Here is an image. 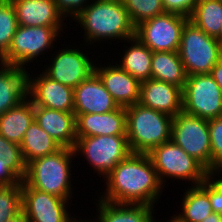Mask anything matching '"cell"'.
Here are the masks:
<instances>
[{
	"label": "cell",
	"mask_w": 222,
	"mask_h": 222,
	"mask_svg": "<svg viewBox=\"0 0 222 222\" xmlns=\"http://www.w3.org/2000/svg\"><path fill=\"white\" fill-rule=\"evenodd\" d=\"M105 178L97 197L112 203L155 207L164 188L148 154L130 153Z\"/></svg>",
	"instance_id": "6da1fadb"
},
{
	"label": "cell",
	"mask_w": 222,
	"mask_h": 222,
	"mask_svg": "<svg viewBox=\"0 0 222 222\" xmlns=\"http://www.w3.org/2000/svg\"><path fill=\"white\" fill-rule=\"evenodd\" d=\"M181 199V212L175 214L183 222H202L213 211L209 199V174L204 182L197 186H187Z\"/></svg>",
	"instance_id": "603a6c76"
},
{
	"label": "cell",
	"mask_w": 222,
	"mask_h": 222,
	"mask_svg": "<svg viewBox=\"0 0 222 222\" xmlns=\"http://www.w3.org/2000/svg\"><path fill=\"white\" fill-rule=\"evenodd\" d=\"M0 157H3L10 168L23 179L26 176L27 164L24 161L20 144L7 140L0 135Z\"/></svg>",
	"instance_id": "1f68e13d"
},
{
	"label": "cell",
	"mask_w": 222,
	"mask_h": 222,
	"mask_svg": "<svg viewBox=\"0 0 222 222\" xmlns=\"http://www.w3.org/2000/svg\"><path fill=\"white\" fill-rule=\"evenodd\" d=\"M74 151L76 157H85L102 180L131 153L126 135L77 137Z\"/></svg>",
	"instance_id": "ba28073f"
},
{
	"label": "cell",
	"mask_w": 222,
	"mask_h": 222,
	"mask_svg": "<svg viewBox=\"0 0 222 222\" xmlns=\"http://www.w3.org/2000/svg\"><path fill=\"white\" fill-rule=\"evenodd\" d=\"M138 103L174 117L182 111V89L161 80H145L140 82Z\"/></svg>",
	"instance_id": "e0dca14e"
},
{
	"label": "cell",
	"mask_w": 222,
	"mask_h": 222,
	"mask_svg": "<svg viewBox=\"0 0 222 222\" xmlns=\"http://www.w3.org/2000/svg\"><path fill=\"white\" fill-rule=\"evenodd\" d=\"M122 57L116 63L139 82L151 79L153 52L136 36L125 41Z\"/></svg>",
	"instance_id": "cb8c5ba5"
},
{
	"label": "cell",
	"mask_w": 222,
	"mask_h": 222,
	"mask_svg": "<svg viewBox=\"0 0 222 222\" xmlns=\"http://www.w3.org/2000/svg\"><path fill=\"white\" fill-rule=\"evenodd\" d=\"M94 219L90 222H154L156 209L141 204H118L96 198ZM154 208V209H153ZM155 210V211H154Z\"/></svg>",
	"instance_id": "7402d4cb"
},
{
	"label": "cell",
	"mask_w": 222,
	"mask_h": 222,
	"mask_svg": "<svg viewBox=\"0 0 222 222\" xmlns=\"http://www.w3.org/2000/svg\"><path fill=\"white\" fill-rule=\"evenodd\" d=\"M188 20L183 15L165 12L141 22L135 27V36L152 52H176Z\"/></svg>",
	"instance_id": "7c38bea8"
},
{
	"label": "cell",
	"mask_w": 222,
	"mask_h": 222,
	"mask_svg": "<svg viewBox=\"0 0 222 222\" xmlns=\"http://www.w3.org/2000/svg\"><path fill=\"white\" fill-rule=\"evenodd\" d=\"M71 46L68 47L67 45L63 47L64 49L62 47L59 50L55 49L57 51L53 53L54 55L52 54L50 58H47L49 59V64H46L48 66L44 64L43 73L52 80L74 89L95 72L96 61L92 58L94 55H91V58L89 56L93 53L90 51L86 53L88 48L84 50L87 45L84 44L82 50L75 45L74 47Z\"/></svg>",
	"instance_id": "30bf717a"
},
{
	"label": "cell",
	"mask_w": 222,
	"mask_h": 222,
	"mask_svg": "<svg viewBox=\"0 0 222 222\" xmlns=\"http://www.w3.org/2000/svg\"><path fill=\"white\" fill-rule=\"evenodd\" d=\"M113 62L96 64L95 73L119 107L126 108L138 103L140 82Z\"/></svg>",
	"instance_id": "9a60e30c"
},
{
	"label": "cell",
	"mask_w": 222,
	"mask_h": 222,
	"mask_svg": "<svg viewBox=\"0 0 222 222\" xmlns=\"http://www.w3.org/2000/svg\"><path fill=\"white\" fill-rule=\"evenodd\" d=\"M39 73L34 76L29 73L28 97L34 106L74 112V89L52 80L40 70Z\"/></svg>",
	"instance_id": "5bb4252c"
},
{
	"label": "cell",
	"mask_w": 222,
	"mask_h": 222,
	"mask_svg": "<svg viewBox=\"0 0 222 222\" xmlns=\"http://www.w3.org/2000/svg\"><path fill=\"white\" fill-rule=\"evenodd\" d=\"M171 140L212 173L208 120L179 112L172 119Z\"/></svg>",
	"instance_id": "9c48e42d"
},
{
	"label": "cell",
	"mask_w": 222,
	"mask_h": 222,
	"mask_svg": "<svg viewBox=\"0 0 222 222\" xmlns=\"http://www.w3.org/2000/svg\"><path fill=\"white\" fill-rule=\"evenodd\" d=\"M22 181L0 186V222H6L22 212Z\"/></svg>",
	"instance_id": "4dcf8cb0"
},
{
	"label": "cell",
	"mask_w": 222,
	"mask_h": 222,
	"mask_svg": "<svg viewBox=\"0 0 222 222\" xmlns=\"http://www.w3.org/2000/svg\"><path fill=\"white\" fill-rule=\"evenodd\" d=\"M217 39L222 44V21H221L220 35Z\"/></svg>",
	"instance_id": "b9f144b4"
},
{
	"label": "cell",
	"mask_w": 222,
	"mask_h": 222,
	"mask_svg": "<svg viewBox=\"0 0 222 222\" xmlns=\"http://www.w3.org/2000/svg\"><path fill=\"white\" fill-rule=\"evenodd\" d=\"M73 21L77 23L76 26L80 25L81 32L84 30L83 43L87 47L93 45L91 49L96 48L94 43L99 41L106 43L110 40V43L117 40L125 44L127 39L135 37V26L122 0H91Z\"/></svg>",
	"instance_id": "7a4b0ae2"
},
{
	"label": "cell",
	"mask_w": 222,
	"mask_h": 222,
	"mask_svg": "<svg viewBox=\"0 0 222 222\" xmlns=\"http://www.w3.org/2000/svg\"><path fill=\"white\" fill-rule=\"evenodd\" d=\"M21 26H66L54 0H10Z\"/></svg>",
	"instance_id": "ffe728a7"
},
{
	"label": "cell",
	"mask_w": 222,
	"mask_h": 222,
	"mask_svg": "<svg viewBox=\"0 0 222 222\" xmlns=\"http://www.w3.org/2000/svg\"><path fill=\"white\" fill-rule=\"evenodd\" d=\"M187 77L188 75L178 51L153 52L151 79L164 81L183 90Z\"/></svg>",
	"instance_id": "484cf974"
},
{
	"label": "cell",
	"mask_w": 222,
	"mask_h": 222,
	"mask_svg": "<svg viewBox=\"0 0 222 222\" xmlns=\"http://www.w3.org/2000/svg\"><path fill=\"white\" fill-rule=\"evenodd\" d=\"M171 218H169L166 222H183L181 221L175 214H173V216H170ZM160 222L159 220H156L154 218V222Z\"/></svg>",
	"instance_id": "60d3db41"
},
{
	"label": "cell",
	"mask_w": 222,
	"mask_h": 222,
	"mask_svg": "<svg viewBox=\"0 0 222 222\" xmlns=\"http://www.w3.org/2000/svg\"><path fill=\"white\" fill-rule=\"evenodd\" d=\"M22 155L26 164L30 161L51 155L62 148V146L47 134L34 120L25 131L20 143Z\"/></svg>",
	"instance_id": "4316f807"
},
{
	"label": "cell",
	"mask_w": 222,
	"mask_h": 222,
	"mask_svg": "<svg viewBox=\"0 0 222 222\" xmlns=\"http://www.w3.org/2000/svg\"><path fill=\"white\" fill-rule=\"evenodd\" d=\"M202 222H222V214H218V213L212 212Z\"/></svg>",
	"instance_id": "f35d334b"
},
{
	"label": "cell",
	"mask_w": 222,
	"mask_h": 222,
	"mask_svg": "<svg viewBox=\"0 0 222 222\" xmlns=\"http://www.w3.org/2000/svg\"><path fill=\"white\" fill-rule=\"evenodd\" d=\"M122 2L135 27L145 20L165 13L162 0H122Z\"/></svg>",
	"instance_id": "f546056e"
},
{
	"label": "cell",
	"mask_w": 222,
	"mask_h": 222,
	"mask_svg": "<svg viewBox=\"0 0 222 222\" xmlns=\"http://www.w3.org/2000/svg\"><path fill=\"white\" fill-rule=\"evenodd\" d=\"M34 120L62 147L74 149L77 141L74 112L34 106Z\"/></svg>",
	"instance_id": "ac0fdd59"
},
{
	"label": "cell",
	"mask_w": 222,
	"mask_h": 222,
	"mask_svg": "<svg viewBox=\"0 0 222 222\" xmlns=\"http://www.w3.org/2000/svg\"><path fill=\"white\" fill-rule=\"evenodd\" d=\"M34 121V104L27 97L17 106L7 110L0 116V135L7 140L20 144L25 131Z\"/></svg>",
	"instance_id": "d4e9b609"
},
{
	"label": "cell",
	"mask_w": 222,
	"mask_h": 222,
	"mask_svg": "<svg viewBox=\"0 0 222 222\" xmlns=\"http://www.w3.org/2000/svg\"><path fill=\"white\" fill-rule=\"evenodd\" d=\"M75 157L74 149L62 147L51 155L36 158L27 164L23 180L36 190L70 201L74 191L71 171Z\"/></svg>",
	"instance_id": "3957f363"
},
{
	"label": "cell",
	"mask_w": 222,
	"mask_h": 222,
	"mask_svg": "<svg viewBox=\"0 0 222 222\" xmlns=\"http://www.w3.org/2000/svg\"><path fill=\"white\" fill-rule=\"evenodd\" d=\"M76 137L100 135H126V111L124 107L98 114H75Z\"/></svg>",
	"instance_id": "d6986e66"
},
{
	"label": "cell",
	"mask_w": 222,
	"mask_h": 222,
	"mask_svg": "<svg viewBox=\"0 0 222 222\" xmlns=\"http://www.w3.org/2000/svg\"><path fill=\"white\" fill-rule=\"evenodd\" d=\"M57 11L63 16L65 21L73 20L77 17L89 4L90 0H54ZM68 19H67V18Z\"/></svg>",
	"instance_id": "e575fe53"
},
{
	"label": "cell",
	"mask_w": 222,
	"mask_h": 222,
	"mask_svg": "<svg viewBox=\"0 0 222 222\" xmlns=\"http://www.w3.org/2000/svg\"><path fill=\"white\" fill-rule=\"evenodd\" d=\"M182 111L206 120L222 117V94L210 73L187 77Z\"/></svg>",
	"instance_id": "8fae6325"
},
{
	"label": "cell",
	"mask_w": 222,
	"mask_h": 222,
	"mask_svg": "<svg viewBox=\"0 0 222 222\" xmlns=\"http://www.w3.org/2000/svg\"><path fill=\"white\" fill-rule=\"evenodd\" d=\"M189 21L210 37L217 39L220 35L222 21V2L219 0H198Z\"/></svg>",
	"instance_id": "83f0119b"
},
{
	"label": "cell",
	"mask_w": 222,
	"mask_h": 222,
	"mask_svg": "<svg viewBox=\"0 0 222 222\" xmlns=\"http://www.w3.org/2000/svg\"><path fill=\"white\" fill-rule=\"evenodd\" d=\"M22 179L10 168L8 162L0 157V186L17 184Z\"/></svg>",
	"instance_id": "8d00e7d4"
},
{
	"label": "cell",
	"mask_w": 222,
	"mask_h": 222,
	"mask_svg": "<svg viewBox=\"0 0 222 222\" xmlns=\"http://www.w3.org/2000/svg\"><path fill=\"white\" fill-rule=\"evenodd\" d=\"M21 193L22 212L28 222H77L79 219L74 213L69 214L71 201L36 190L23 179Z\"/></svg>",
	"instance_id": "4fadbf2b"
},
{
	"label": "cell",
	"mask_w": 222,
	"mask_h": 222,
	"mask_svg": "<svg viewBox=\"0 0 222 222\" xmlns=\"http://www.w3.org/2000/svg\"><path fill=\"white\" fill-rule=\"evenodd\" d=\"M29 68L0 62V116L28 97Z\"/></svg>",
	"instance_id": "44dd1931"
},
{
	"label": "cell",
	"mask_w": 222,
	"mask_h": 222,
	"mask_svg": "<svg viewBox=\"0 0 222 222\" xmlns=\"http://www.w3.org/2000/svg\"><path fill=\"white\" fill-rule=\"evenodd\" d=\"M63 27L67 29V26L18 25L8 52L0 59V62L23 68L30 66L35 60H39L41 55H46V51L49 52L48 49L55 48L57 39L61 40V36L62 38L64 36L62 35Z\"/></svg>",
	"instance_id": "5b68a950"
},
{
	"label": "cell",
	"mask_w": 222,
	"mask_h": 222,
	"mask_svg": "<svg viewBox=\"0 0 222 222\" xmlns=\"http://www.w3.org/2000/svg\"><path fill=\"white\" fill-rule=\"evenodd\" d=\"M148 155L163 186L170 178L177 181L182 179V182L187 181L189 185L197 186L204 182L209 174L199 161L172 140L155 147Z\"/></svg>",
	"instance_id": "8992f818"
},
{
	"label": "cell",
	"mask_w": 222,
	"mask_h": 222,
	"mask_svg": "<svg viewBox=\"0 0 222 222\" xmlns=\"http://www.w3.org/2000/svg\"><path fill=\"white\" fill-rule=\"evenodd\" d=\"M212 151V173L222 172V117L208 120Z\"/></svg>",
	"instance_id": "d6a6232c"
},
{
	"label": "cell",
	"mask_w": 222,
	"mask_h": 222,
	"mask_svg": "<svg viewBox=\"0 0 222 222\" xmlns=\"http://www.w3.org/2000/svg\"><path fill=\"white\" fill-rule=\"evenodd\" d=\"M6 222H28L25 214L23 212L19 213L14 218L7 220Z\"/></svg>",
	"instance_id": "ab89813d"
},
{
	"label": "cell",
	"mask_w": 222,
	"mask_h": 222,
	"mask_svg": "<svg viewBox=\"0 0 222 222\" xmlns=\"http://www.w3.org/2000/svg\"><path fill=\"white\" fill-rule=\"evenodd\" d=\"M17 26L13 4L10 0H0V59L8 52Z\"/></svg>",
	"instance_id": "f1b7e54d"
},
{
	"label": "cell",
	"mask_w": 222,
	"mask_h": 222,
	"mask_svg": "<svg viewBox=\"0 0 222 222\" xmlns=\"http://www.w3.org/2000/svg\"><path fill=\"white\" fill-rule=\"evenodd\" d=\"M126 136L131 153L149 154L171 140L173 117L136 103L125 108Z\"/></svg>",
	"instance_id": "277c9868"
},
{
	"label": "cell",
	"mask_w": 222,
	"mask_h": 222,
	"mask_svg": "<svg viewBox=\"0 0 222 222\" xmlns=\"http://www.w3.org/2000/svg\"><path fill=\"white\" fill-rule=\"evenodd\" d=\"M77 222H90L88 219L86 220H83L82 218L81 219H79Z\"/></svg>",
	"instance_id": "7bdbcfd3"
},
{
	"label": "cell",
	"mask_w": 222,
	"mask_h": 222,
	"mask_svg": "<svg viewBox=\"0 0 222 222\" xmlns=\"http://www.w3.org/2000/svg\"><path fill=\"white\" fill-rule=\"evenodd\" d=\"M118 108L95 72L74 88V114H103Z\"/></svg>",
	"instance_id": "2e32d148"
},
{
	"label": "cell",
	"mask_w": 222,
	"mask_h": 222,
	"mask_svg": "<svg viewBox=\"0 0 222 222\" xmlns=\"http://www.w3.org/2000/svg\"><path fill=\"white\" fill-rule=\"evenodd\" d=\"M209 199L212 211L222 214V172L209 173Z\"/></svg>",
	"instance_id": "836d02e7"
},
{
	"label": "cell",
	"mask_w": 222,
	"mask_h": 222,
	"mask_svg": "<svg viewBox=\"0 0 222 222\" xmlns=\"http://www.w3.org/2000/svg\"><path fill=\"white\" fill-rule=\"evenodd\" d=\"M178 54L188 76L209 74L222 57V44L188 20L182 29Z\"/></svg>",
	"instance_id": "52a82bcc"
},
{
	"label": "cell",
	"mask_w": 222,
	"mask_h": 222,
	"mask_svg": "<svg viewBox=\"0 0 222 222\" xmlns=\"http://www.w3.org/2000/svg\"><path fill=\"white\" fill-rule=\"evenodd\" d=\"M198 0H162L165 12L190 17Z\"/></svg>",
	"instance_id": "d590c367"
},
{
	"label": "cell",
	"mask_w": 222,
	"mask_h": 222,
	"mask_svg": "<svg viewBox=\"0 0 222 222\" xmlns=\"http://www.w3.org/2000/svg\"><path fill=\"white\" fill-rule=\"evenodd\" d=\"M218 84L219 90L222 94V57L218 60V62L213 66L210 73Z\"/></svg>",
	"instance_id": "74e56055"
}]
</instances>
